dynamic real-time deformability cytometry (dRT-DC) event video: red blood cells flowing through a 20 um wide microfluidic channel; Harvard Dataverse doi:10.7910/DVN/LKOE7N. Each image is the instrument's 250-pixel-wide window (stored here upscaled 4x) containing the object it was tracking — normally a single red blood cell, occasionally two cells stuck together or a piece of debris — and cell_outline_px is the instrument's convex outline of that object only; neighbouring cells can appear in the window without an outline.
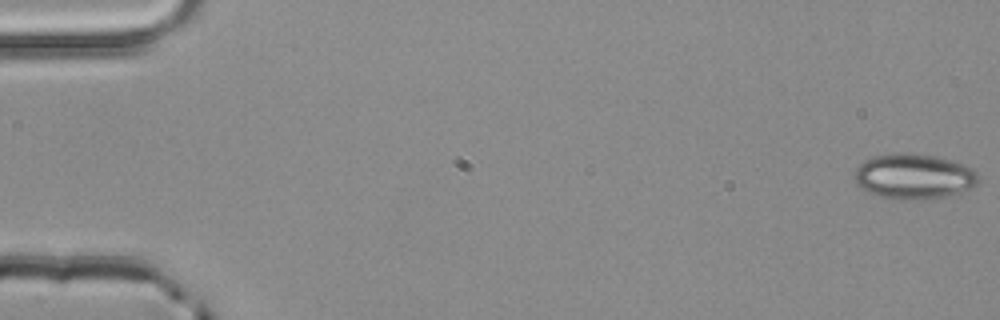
{"species": "common noctule bat (a hibernating species)", "species_latin": "Nyctalus noctula", "temperature_condition": "room temperature", "stored_images_in_passage": 5, "camera_frame_rate_fps": 3000, "um_per_image_px": 0.085, "animal": {"sex": "male", "body_mass_g": 20.4}, "frame": {"image": 1, "passage_image": 1, "time_ms": 0.0, "image_size_px": [1000, 320], "cell_outline_px": [[980, 184], [960, 192], [944, 196], [920, 200], [892, 200], [868, 192], [860, 188], [856, 184], [856, 168], [864, 160], [872, 156], [896, 152], [904, 152], [936, 156], [972, 168], [976, 172]], "centroid_in_image_um": [77.65, 15.0], "position_along_channel_um": 7.4, "area_um2": 32.83}}